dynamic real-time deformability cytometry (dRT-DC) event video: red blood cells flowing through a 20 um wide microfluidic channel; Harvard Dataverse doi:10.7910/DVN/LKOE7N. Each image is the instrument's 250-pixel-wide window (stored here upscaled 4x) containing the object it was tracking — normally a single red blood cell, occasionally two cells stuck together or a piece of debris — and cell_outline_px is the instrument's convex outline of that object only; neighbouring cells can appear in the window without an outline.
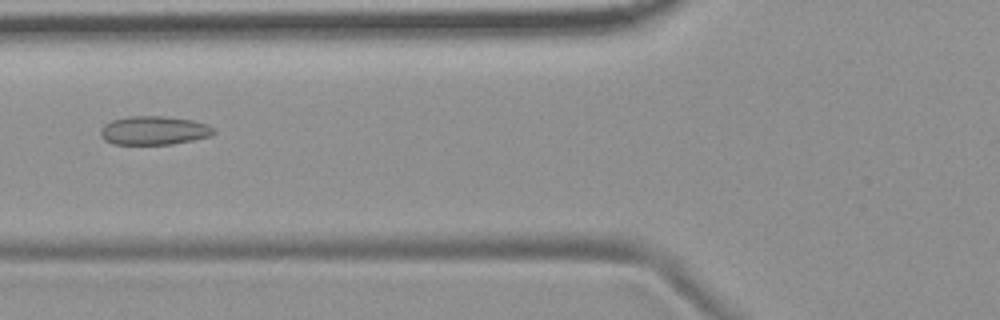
{"species": "common noctule bat (a hibernating species)", "species_latin": "Nyctalus noctula", "temperature_condition": "room temperature", "stored_images_in_passage": 9, "camera_frame_rate_fps": 3000, "um_per_image_px": 0.085, "animal": {"sex": "female", "body_mass_g": 19.9}, "frame": {"image": 1, "passage_image": 6, "time_ms": 5.667, "image_size_px": [1000, 320], "cell_outline_px": [[216, 132], [212, 136], [172, 144], [112, 144], [104, 140], [100, 136], [100, 128], [104, 124], [112, 120], [128, 116], [164, 116], [192, 120], [208, 124], [216, 128]], "centroid_in_image_um": [13.1, 11.09], "position_along_channel_um": 112.7, "area_um2": 19.19}}
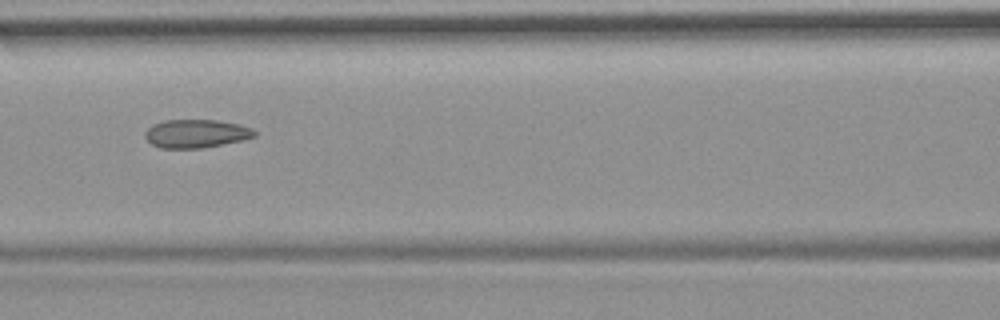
{"frame": {"image": 2, "passage_image": 7, "time_ms": 6.667, "image_size_px": [1000, 320], "cell_outline_px": [[256, 136], [244, 140], [200, 148], [160, 148], [152, 144], [144, 136], [144, 132], [152, 124], [164, 120], [216, 120], [240, 124], [252, 128], [256, 132]], "centroid_in_image_um": [16.67, 11.35], "position_along_channel_um": 149.9, "area_um2": 18.15}}
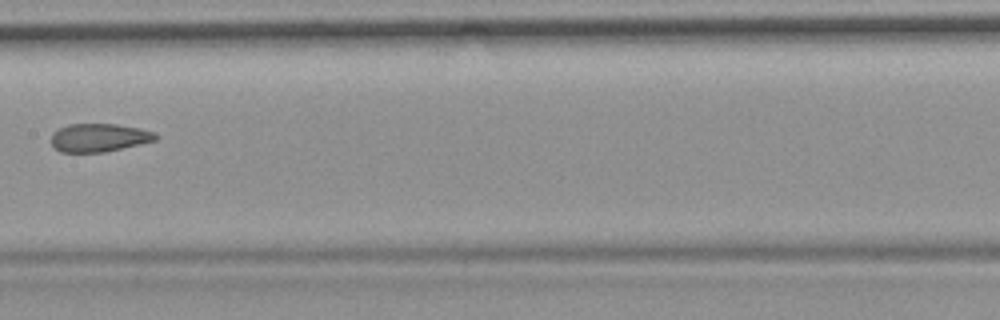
{"frame": {"image": 3, "passage_image": 8, "time_ms": 8.0, "image_size_px": [1000, 320], "cell_outline_px": [[156, 140], [104, 152], [60, 152], [52, 144], [52, 132], [68, 124], [116, 124], [140, 128], [156, 132]], "centroid_in_image_um": [8.41, 11.69], "position_along_channel_um": 199.0, "area_um2": 17.05}}